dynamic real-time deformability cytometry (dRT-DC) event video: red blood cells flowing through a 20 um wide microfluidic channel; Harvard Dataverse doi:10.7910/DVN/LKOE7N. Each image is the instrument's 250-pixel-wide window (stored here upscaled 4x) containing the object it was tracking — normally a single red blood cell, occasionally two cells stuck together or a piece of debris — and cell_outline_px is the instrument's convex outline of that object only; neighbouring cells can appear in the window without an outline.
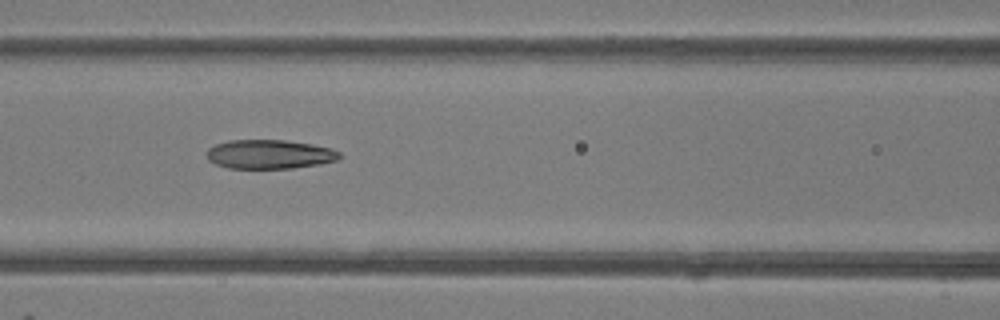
{"species": "common noctule bat (a hibernating species)", "species_latin": "Nyctalus noctula", "temperature_condition": "room temperature", "stored_images_in_passage": 7, "camera_frame_rate_fps": 3000, "um_per_image_px": 0.085, "animal": {"sex": "female"}, "frame": {"image": 1, "passage_image": 5, "time_ms": 5.333, "image_size_px": [1000, 320], "cell_outline_px": [[340, 160], [320, 164], [292, 168], [228, 168], [216, 164], [208, 160], [208, 148], [216, 144], [228, 140], [284, 140], [312, 144], [332, 148], [340, 152]], "centroid_in_image_um": [22.94, 13.11], "position_along_channel_um": 143.7, "area_um2": 22.54}}
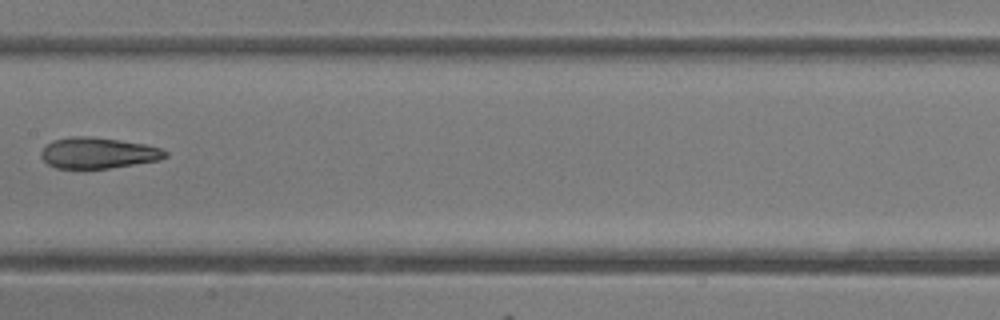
{"frame": {"image": 2, "passage_image": 6, "time_ms": 6.667, "image_size_px": [1000, 320], "cell_outline_px": [[168, 156], [160, 160], [108, 168], [56, 168], [48, 164], [40, 156], [40, 152], [52, 140], [72, 136], [92, 136], [120, 140], [144, 144], [160, 148], [168, 152]], "centroid_in_image_um": [8.34, 12.99], "position_along_channel_um": 199.1, "area_um2": 22.37}}
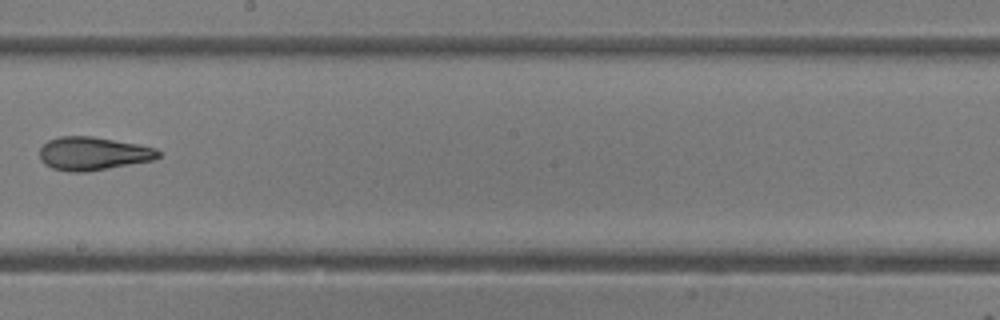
{"frame": {"image": 3, "passage_image": 7, "time_ms": 7.667, "image_size_px": [1000, 320], "cell_outline_px": [[160, 156], [156, 160], [88, 172], [68, 172], [52, 168], [44, 164], [40, 160], [40, 148], [48, 140], [60, 136], [92, 136], [140, 144], [156, 148], [160, 152]], "centroid_in_image_um": [7.94, 13.06], "position_along_channel_um": 240.3, "area_um2": 23.41}}